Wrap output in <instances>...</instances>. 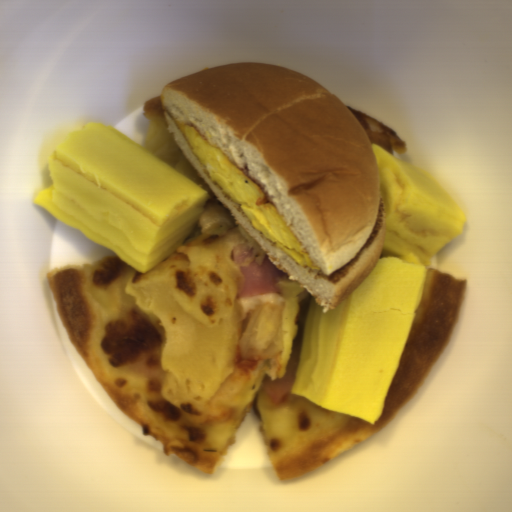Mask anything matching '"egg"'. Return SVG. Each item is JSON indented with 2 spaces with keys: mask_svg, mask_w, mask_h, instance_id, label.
<instances>
[{
  "mask_svg": "<svg viewBox=\"0 0 512 512\" xmlns=\"http://www.w3.org/2000/svg\"><path fill=\"white\" fill-rule=\"evenodd\" d=\"M182 135L213 185L268 242L302 268H321L294 235L259 184L250 179L196 127L183 124Z\"/></svg>",
  "mask_w": 512,
  "mask_h": 512,
  "instance_id": "d2b9013d",
  "label": "egg"
}]
</instances>
